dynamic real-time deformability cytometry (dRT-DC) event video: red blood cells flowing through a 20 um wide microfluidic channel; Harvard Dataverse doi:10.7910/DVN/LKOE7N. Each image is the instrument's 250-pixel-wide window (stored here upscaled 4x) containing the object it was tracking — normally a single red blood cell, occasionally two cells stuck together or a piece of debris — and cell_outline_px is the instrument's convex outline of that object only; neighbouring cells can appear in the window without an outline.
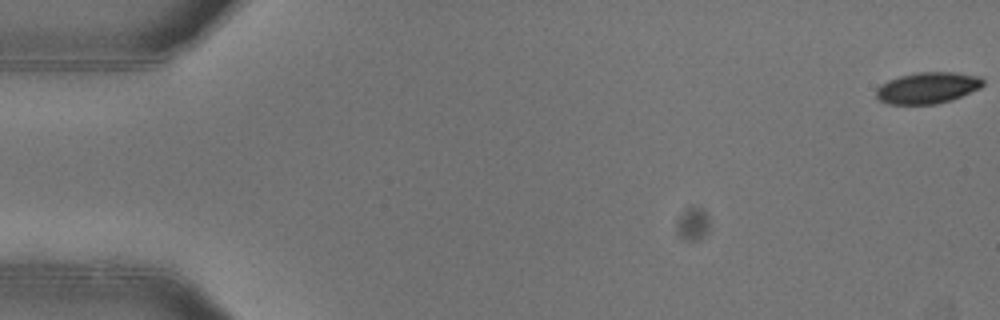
{"species": "common noctule bat (a hibernating species)", "species_latin": "Nyctalus noctula", "temperature_condition": "warm", "stored_images_in_passage": 53, "camera_frame_rate_fps": 3000, "um_per_image_px": 0.085, "animal": {"sex": "female"}, "frame": {"image": 1, "passage_image": 1, "time_ms": 0.0, "image_size_px": [1000, 320], "cell_outline_px": [[984, 84], [980, 88], [952, 100], [936, 104], [888, 104], [880, 100], [876, 96], [876, 88], [880, 84], [888, 80], [900, 76], [916, 72], [956, 72], [980, 76], [984, 80]], "centroid_in_image_um": [78.85, 7.46], "position_along_channel_um": 6.1, "area_um2": 19.65}}
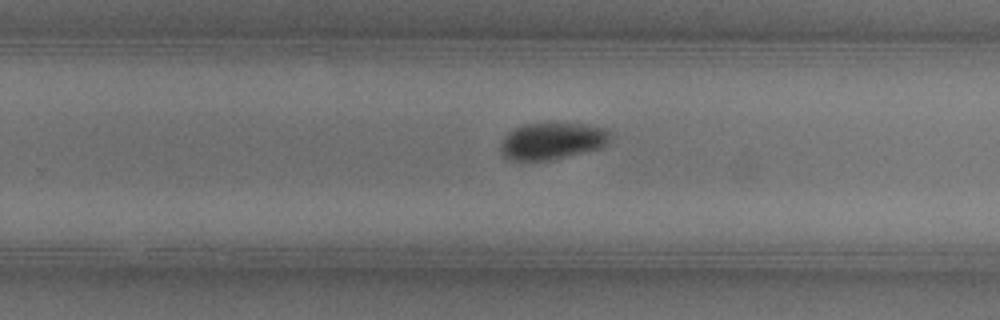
{"frame": {"image": 2, "passage_image": 34, "time_ms": 11.0, "image_size_px": [1000, 320], "cell_outline_px": [[612, 140], [604, 148], [548, 160], [508, 160], [500, 152], [500, 144], [504, 136], [508, 132], [524, 124], [540, 120], [548, 120], [588, 124], [608, 128]], "centroid_in_image_um": [46.98, 11.92], "position_along_channel_um": 282.8, "area_um2": 24.8}}
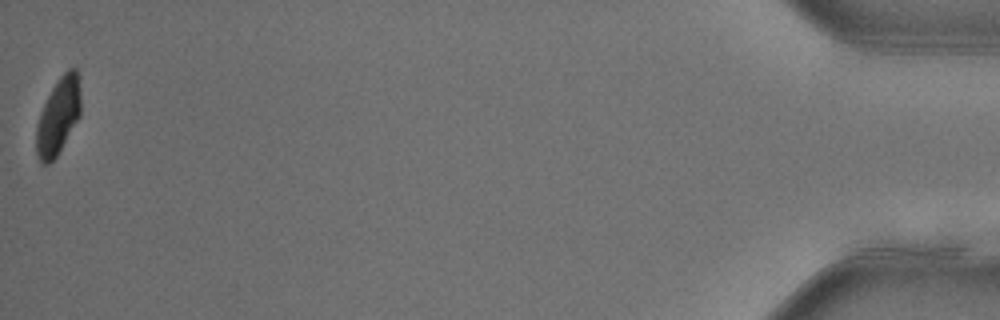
{"frame": {"image": 3, "passage_image": 53, "time_ms": 17.333, "image_size_px": [1000, 320], "cell_outline_px": [[80, 116], [56, 156], [48, 164], [40, 164], [36, 152], [36, 124], [40, 112], [52, 88], [60, 76], [68, 68], [76, 68], [80, 88]], "centroid_in_image_um": [4.94, 9.87], "position_along_channel_um": 430.3, "area_um2": 19.71}, "authors_computed_cell_mechanics": {"area_um2": 22.1952, "velocity_mm_per_s": 3.9551, "shape_relaxation_time_tau1_ms": 2.7215, "shape_relaxation_time_tau2_ms": 9.8085, "deformation_change_tau1": 0.1133, "deformation_change_tau2": 0.0787}}